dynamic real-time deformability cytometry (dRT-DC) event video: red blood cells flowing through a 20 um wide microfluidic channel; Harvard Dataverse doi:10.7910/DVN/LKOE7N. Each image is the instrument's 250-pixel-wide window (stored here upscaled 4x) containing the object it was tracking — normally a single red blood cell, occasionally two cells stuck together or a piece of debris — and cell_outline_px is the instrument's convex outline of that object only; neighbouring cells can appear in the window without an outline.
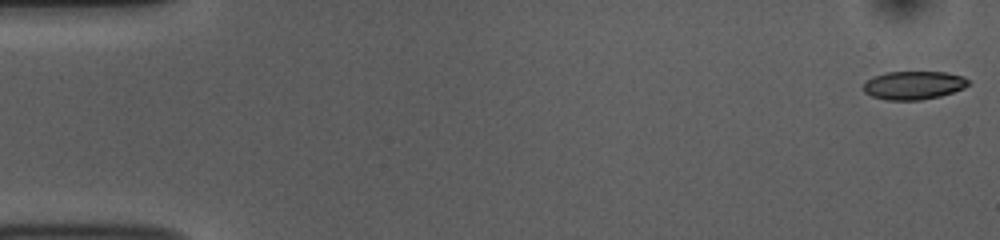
{"species": "common noctule bat (a hibernating species)", "species_latin": "Nyctalus noctula", "temperature_condition": "room temperature", "stored_images_in_passage": 53, "camera_frame_rate_fps": 3000, "um_per_image_px": 0.085, "animal": {"sex": "female", "body_mass_g": 10.0, "forearm_length_mm": 53.1}, "frame": {"image": 1, "passage_image": 1, "time_ms": 0.0, "image_size_px": [1000, 240], "cell_outline_px": [[968, 84], [964, 88], [940, 96], [920, 100], [888, 100], [872, 96], [864, 92], [864, 84], [872, 76], [888, 72], [944, 72], [964, 76], [968, 80]], "centroid_in_image_um": [77.66, 7.24], "position_along_channel_um": 7.3, "area_um2": 17.22}}
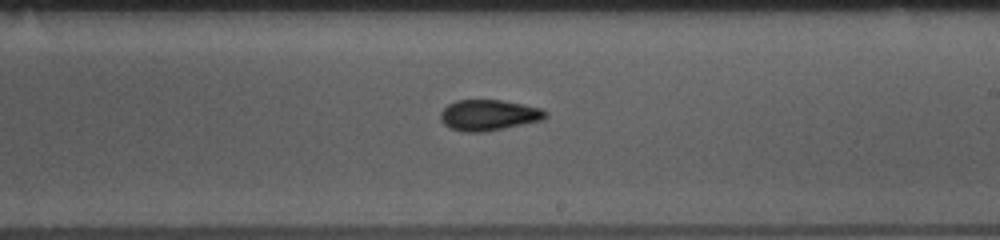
{"frame": {"image": 2, "passage_image": 31, "time_ms": 10.0, "image_size_px": [1000, 240], "cell_outline_px": [[548, 116], [544, 120], [484, 132], [464, 132], [448, 128], [440, 120], [440, 112], [448, 104], [456, 100], [500, 100], [524, 104], [540, 108], [548, 112]], "centroid_in_image_um": [41.54, 9.79], "position_along_channel_um": 247.5, "area_um2": 19.07}}
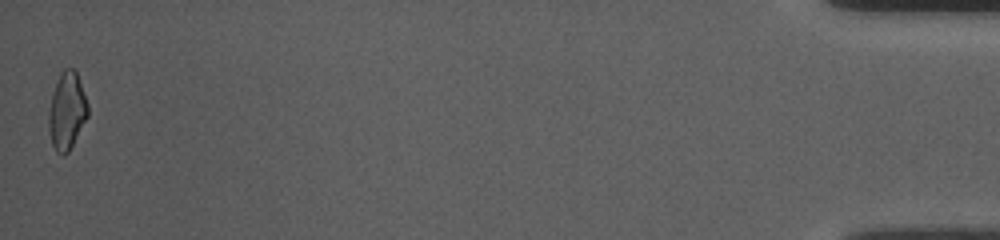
{"frame": {"image": 3, "passage_image": 53, "time_ms": 17.333, "image_size_px": [1000, 240], "cell_outline_px": [[88, 116], [68, 152], [64, 156], [60, 156], [56, 152], [52, 144], [48, 128], [48, 112], [56, 80], [60, 72], [64, 68], [72, 68], [76, 72], [88, 104]], "centroid_in_image_um": [5.67, 9.45], "position_along_channel_um": 429.5, "area_um2": 17.63}, "authors_computed_cell_mechanics": {"area_um2": 18.0336, "velocity_mm_per_s": 3.7602, "shape_relaxation_time_tau1_ms": 2.6556, "shape_relaxation_time_tau2_ms": 3.1222, "deformation_change_tau1": 0.1175, "deformation_change_tau2": 0.0932}}